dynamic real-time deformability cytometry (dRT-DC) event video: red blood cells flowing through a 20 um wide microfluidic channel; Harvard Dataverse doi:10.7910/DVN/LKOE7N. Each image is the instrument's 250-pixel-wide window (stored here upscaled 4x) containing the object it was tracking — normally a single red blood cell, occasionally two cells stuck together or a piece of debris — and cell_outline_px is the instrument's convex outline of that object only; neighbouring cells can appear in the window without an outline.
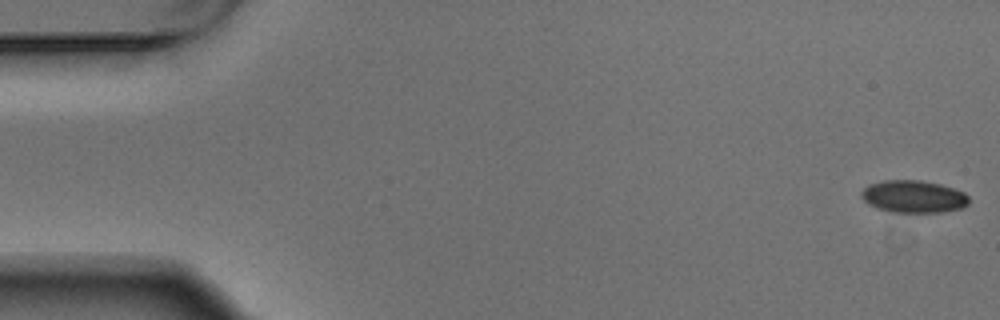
{"species": "Egyptian fruit bat (a non-hibernating species)", "species_latin": "Rousettus aegyptiacus", "temperature_condition": "warm", "stored_images_in_passage": 5, "camera_frame_rate_fps": 3000, "um_per_image_px": 0.085, "animal": {"sex": "male"}, "frame": {"image": 1, "passage_image": 1, "time_ms": 0.0, "image_size_px": [1000, 320], "cell_outline_px": [[968, 204], [964, 208], [940, 212], [892, 212], [876, 208], [868, 204], [860, 196], [860, 192], [868, 184], [884, 180], [920, 180], [940, 184], [964, 192], [968, 196]], "centroid_in_image_um": [77.62, 16.71], "position_along_channel_um": 7.4, "area_um2": 20.4}}
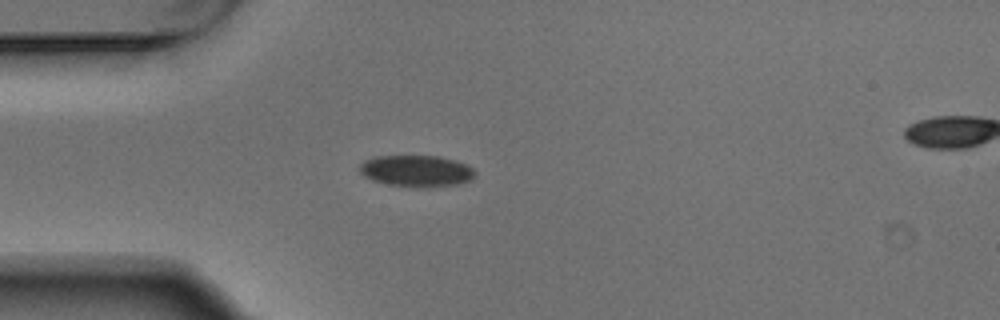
{"frame": {"image": 2, "passage_image": 4, "time_ms": 1.0, "image_size_px": [1000, 320], "cell_outline_px": [[476, 172], [468, 180], [456, 184], [388, 184], [372, 180], [364, 176], [360, 172], [360, 164], [364, 160], [372, 156], [440, 156], [456, 160], [468, 164]], "centroid_in_image_um": [35.35, 14.46], "position_along_channel_um": 49.7, "area_um2": 20.23}}